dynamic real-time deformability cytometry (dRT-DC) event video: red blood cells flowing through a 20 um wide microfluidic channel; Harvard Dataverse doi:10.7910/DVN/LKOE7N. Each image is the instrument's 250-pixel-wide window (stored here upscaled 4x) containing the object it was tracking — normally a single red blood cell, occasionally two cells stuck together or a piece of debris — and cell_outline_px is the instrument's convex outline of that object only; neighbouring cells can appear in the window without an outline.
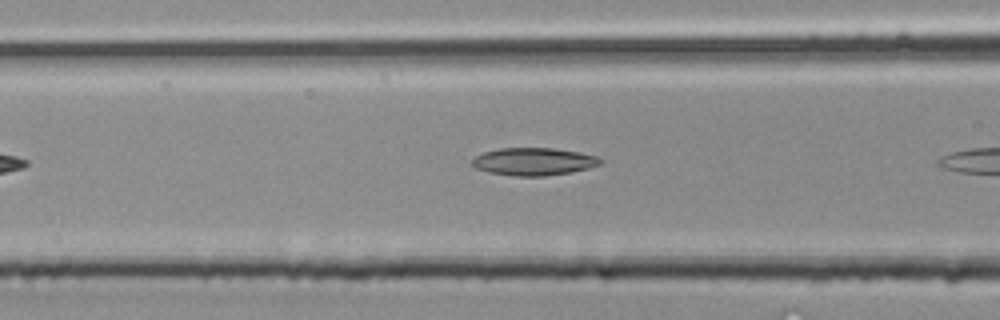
{"species": "common noctule bat (a hibernating species)", "species_latin": "Nyctalus noctula", "temperature_condition": "room temperature", "stored_images_in_passage": 5, "segment_of_instrument_passage": [2, 2], "camera_frame_rate_fps": 3000, "um_per_image_px": 0.085, "animal": {"sex": "male", "body_mass_g": 20.4}, "frame": {"image": 1, "passage_image": 5, "time_ms": 1.333, "image_size_px": [1000, 320], "cell_outline_px": [[604, 160], [600, 164], [588, 168], [572, 172], [544, 176], [516, 176], [488, 172], [476, 168], [472, 164], [472, 160], [476, 156], [484, 152], [500, 148], [552, 148], [580, 152], [596, 156]], "centroid_in_image_um": [45.38, 13.73], "position_along_channel_um": 121.2, "area_um2": 20.58}}